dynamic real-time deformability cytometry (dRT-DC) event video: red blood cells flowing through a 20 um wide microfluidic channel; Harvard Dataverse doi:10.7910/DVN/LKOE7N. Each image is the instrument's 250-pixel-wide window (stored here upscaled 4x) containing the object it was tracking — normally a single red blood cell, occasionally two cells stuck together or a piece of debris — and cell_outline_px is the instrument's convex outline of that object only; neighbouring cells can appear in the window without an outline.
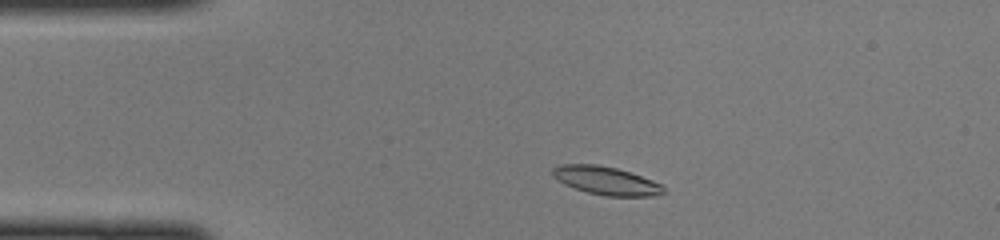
{"species": "common noctule bat (a hibernating species)", "species_latin": "Nyctalus noctula", "temperature_condition": "cold", "stored_images_in_passage": 42, "camera_frame_rate_fps": 3000, "um_per_image_px": 0.085, "animal": {"sex": "female", "body_mass_g": 22.0, "forearm_length_mm": 56.7}, "frame": {"image": 1, "passage_image": 4, "time_ms": 1.0, "image_size_px": [1000, 240], "cell_outline_px": [[664, 192], [656, 196], [604, 196], [588, 192], [564, 184], [556, 180], [552, 176], [552, 168], [560, 164], [596, 164], [616, 168], [652, 180], [660, 184], [664, 188]], "centroid_in_image_um": [51.47, 15.35], "position_along_channel_um": 33.5, "area_um2": 18.15}}
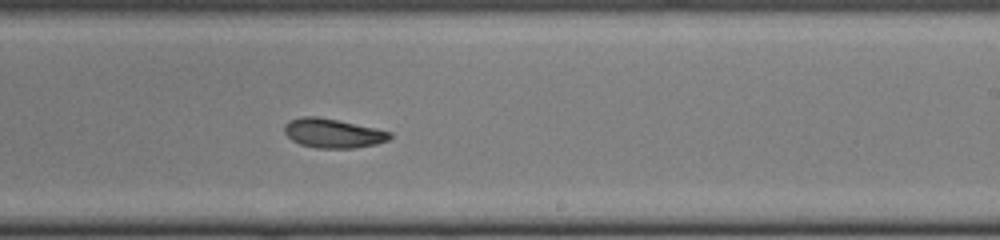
{"frame": {"image": 2, "passage_image": 23, "time_ms": 7.333, "image_size_px": [1000, 240], "cell_outline_px": [[392, 136], [388, 140], [376, 144], [356, 148], [316, 148], [300, 144], [292, 140], [284, 132], [284, 124], [288, 120], [300, 116], [316, 116], [376, 128], [392, 132]], "centroid_in_image_um": [28.28, 11.32], "position_along_channel_um": 260.7, "area_um2": 18.03}}
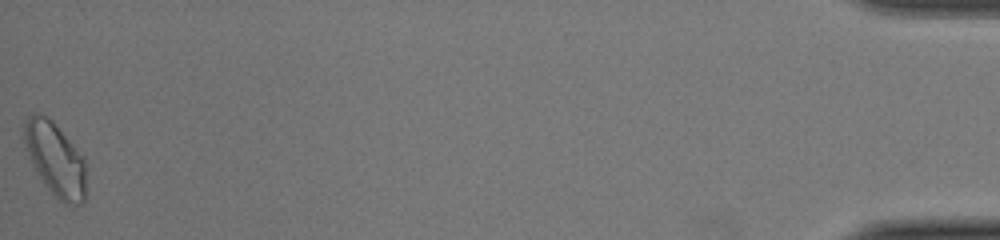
{"frame": {"image": 3, "passage_image": 42, "time_ms": 13.667, "image_size_px": [1000, 240], "cell_outline_px": [[84, 200], [80, 204], [72, 208], [64, 204], [52, 192], [40, 176], [24, 144], [24, 124], [28, 116], [36, 112], [52, 120], [84, 156]], "centroid_in_image_um": [4.72, 13.52], "position_along_channel_um": 430.5, "area_um2": 25.89}}